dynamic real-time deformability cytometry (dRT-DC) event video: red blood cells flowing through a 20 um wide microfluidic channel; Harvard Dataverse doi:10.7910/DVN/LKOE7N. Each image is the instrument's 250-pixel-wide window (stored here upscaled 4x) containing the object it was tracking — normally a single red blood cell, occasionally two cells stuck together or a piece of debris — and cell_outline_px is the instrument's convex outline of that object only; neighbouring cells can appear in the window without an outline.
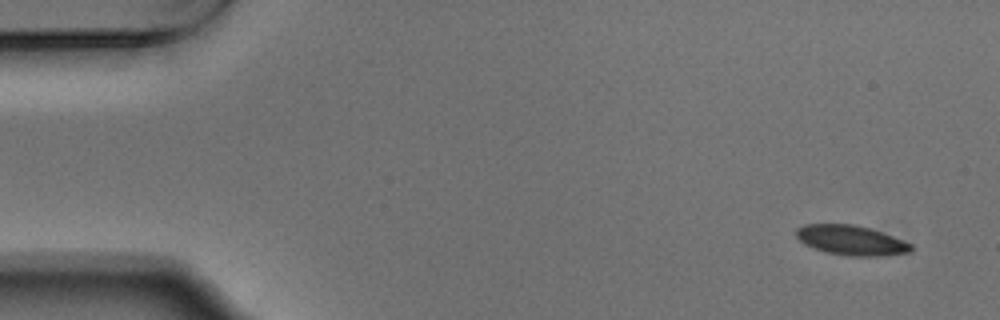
{"species": "Egyptian fruit bat (a non-hibernating species)", "species_latin": "Rousettus aegyptiacus", "temperature_condition": "warm", "stored_images_in_passage": 52, "camera_frame_rate_fps": 3000, "um_per_image_px": 0.085, "animal": {"sex": "male"}, "frame": {"image": 1, "passage_image": 1, "time_ms": 0.0, "image_size_px": [1000, 320], "cell_outline_px": [[912, 252], [880, 256], [848, 256], [828, 252], [804, 244], [796, 236], [796, 228], [804, 224], [856, 224], [872, 228], [912, 244]], "centroid_in_image_um": [72.36, 20.41], "position_along_channel_um": 12.6, "area_um2": 19.94}}
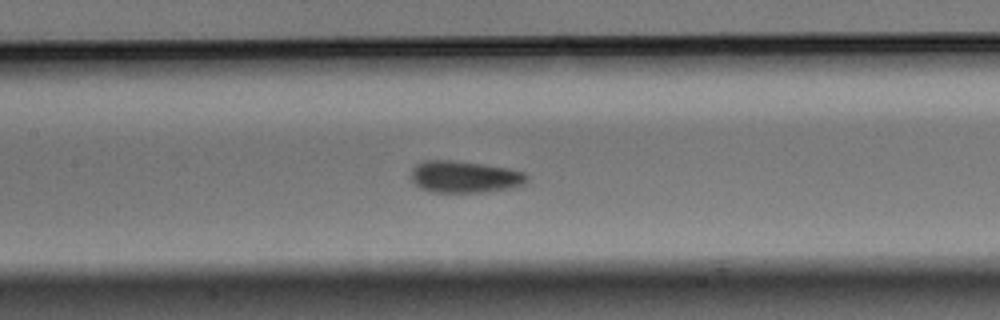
{"frame": {"image": 2, "passage_image": 23, "time_ms": 7.333, "image_size_px": [1000, 320], "cell_outline_px": [[528, 180], [524, 184], [516, 188], [484, 192], [432, 192], [420, 188], [412, 180], [412, 168], [416, 164], [424, 160], [456, 160], [484, 164], [508, 168], [524, 172], [528, 176]], "centroid_in_image_um": [39.53, 15.03], "position_along_channel_um": 167.9, "area_um2": 21.79}}
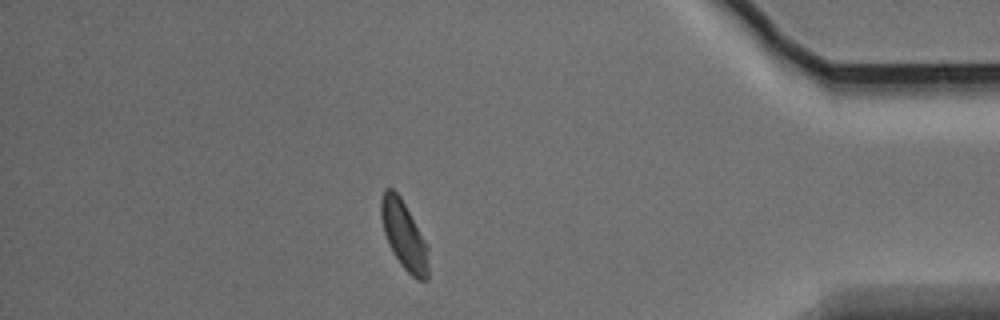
{"frame": {"image": 3, "passage_image": 45, "time_ms": 14.667, "image_size_px": [1000, 320], "cell_outline_px": [[428, 280], [416, 280], [400, 264], [388, 244], [384, 232], [380, 216], [380, 200], [384, 188], [392, 188], [400, 196], [428, 244]], "centroid_in_image_um": [34.33, 19.99], "position_along_channel_um": 400.9, "area_um2": 19.02}, "authors_computed_cell_mechanics": {"area_um2": 20.4612, "velocity_mm_per_s": 3.7093, "shape_relaxation_time_tau1_ms": 2.8298, "shape_relaxation_time_tau2_ms": 1.8137, "deformation_change_tau1": 0.0921, "deformation_change_tau2": 0.0566}}